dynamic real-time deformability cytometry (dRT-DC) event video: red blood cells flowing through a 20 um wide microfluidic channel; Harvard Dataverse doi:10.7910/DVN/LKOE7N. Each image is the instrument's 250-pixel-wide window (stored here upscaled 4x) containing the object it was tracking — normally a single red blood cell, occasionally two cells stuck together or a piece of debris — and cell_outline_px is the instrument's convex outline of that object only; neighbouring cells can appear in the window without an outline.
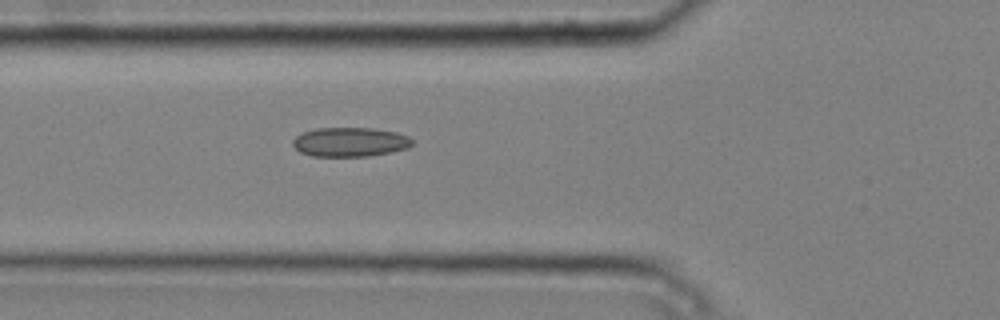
{"species": "common noctule bat (a hibernating species)", "species_latin": "Nyctalus noctula", "temperature_condition": "cold", "stored_images_in_passage": 3, "camera_frame_rate_fps": 3000, "um_per_image_px": 0.085, "animal": {"sex": "male", "body_mass_g": 20.4}, "frame": {"image": 1, "passage_image": 3, "time_ms": 0.667, "image_size_px": [1000, 320], "cell_outline_px": [[412, 144], [408, 148], [392, 152], [368, 156], [312, 156], [300, 152], [292, 144], [292, 140], [296, 136], [304, 132], [316, 128], [372, 128], [396, 132], [408, 136], [412, 140]], "centroid_in_image_um": [29.75, 12.07], "position_along_channel_um": 96.0, "area_um2": 20.35}}